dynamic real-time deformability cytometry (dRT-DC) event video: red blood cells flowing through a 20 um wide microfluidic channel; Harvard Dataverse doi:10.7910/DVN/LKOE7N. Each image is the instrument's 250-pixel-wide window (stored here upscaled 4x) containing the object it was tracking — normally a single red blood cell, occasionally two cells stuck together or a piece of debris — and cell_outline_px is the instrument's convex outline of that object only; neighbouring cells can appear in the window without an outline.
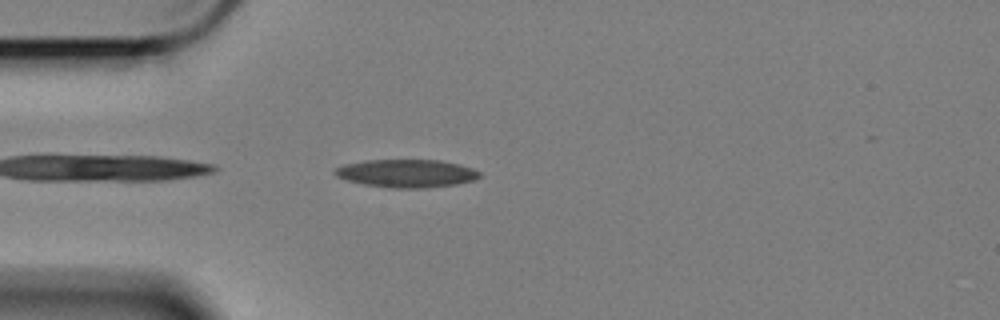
{"species": "Egyptian fruit bat (a non-hibernating species)", "species_latin": "Rousettus aegyptiacus", "temperature_condition": "cold", "stored_images_in_passage": 18, "camera_frame_rate_fps": 3000, "um_per_image_px": 0.085, "animal": {"sex": "female"}, "frame": {"image": 1, "passage_image": 2, "time_ms": 0.333, "image_size_px": [1000, 320], "cell_outline_px": [[480, 176], [476, 180], [456, 184], [428, 188], [396, 188], [364, 184], [348, 180], [336, 176], [332, 172], [336, 168], [344, 164], [364, 160], [440, 160], [472, 168], [480, 172]], "centroid_in_image_um": [34.56, 14.73], "position_along_channel_um": 50.4, "area_um2": 23.52}}
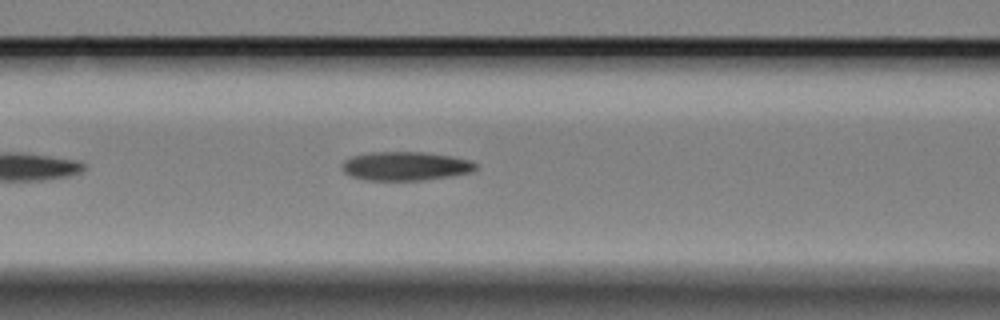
{"frame": {"image": 2, "passage_image": 10, "time_ms": 3.0, "image_size_px": [1000, 320], "cell_outline_px": [[476, 168], [472, 172], [452, 176], [424, 180], [364, 180], [352, 176], [344, 172], [340, 168], [344, 160], [352, 156], [372, 152], [424, 152], [452, 156], [472, 160], [476, 164]], "centroid_in_image_um": [34.47, 14.12], "position_along_channel_um": 132.1, "area_um2": 22.6}}
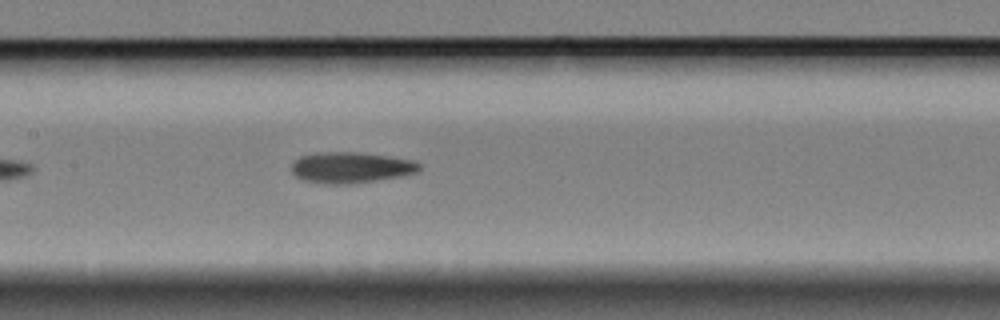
{"frame": {"image": 3, "passage_image": 14, "time_ms": 4.333, "image_size_px": [1000, 320], "cell_outline_px": [[420, 168], [416, 172], [400, 176], [376, 180], [348, 184], [328, 184], [304, 180], [296, 176], [292, 172], [292, 164], [300, 156], [324, 152], [352, 152], [388, 156], [412, 160], [420, 164]], "centroid_in_image_um": [29.81, 14.24], "position_along_channel_um": 177.6, "area_um2": 22.66}}